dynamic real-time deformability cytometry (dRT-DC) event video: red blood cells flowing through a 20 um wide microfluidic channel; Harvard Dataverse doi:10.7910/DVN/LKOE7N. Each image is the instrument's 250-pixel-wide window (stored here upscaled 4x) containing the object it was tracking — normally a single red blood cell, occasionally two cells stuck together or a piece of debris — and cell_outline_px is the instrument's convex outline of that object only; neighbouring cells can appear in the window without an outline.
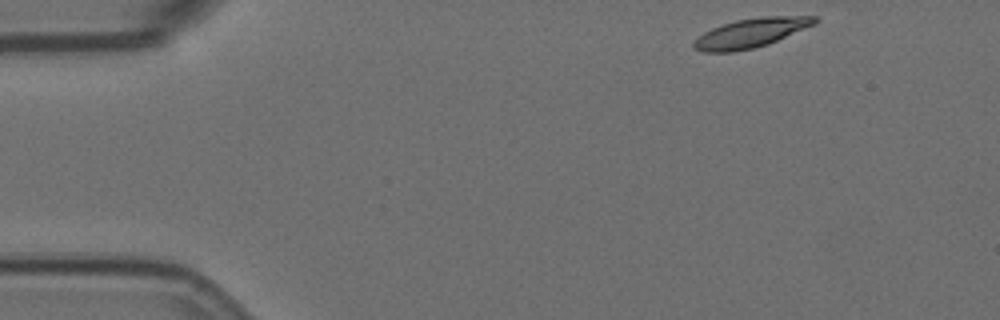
{"species": "Egyptian fruit bat (a non-hibernating species)", "species_latin": "Rousettus aegyptiacus", "temperature_condition": "room temperature", "stored_images_in_passage": 4, "camera_frame_rate_fps": 3000, "um_per_image_px": 0.085, "animal": {"sex": "female"}, "frame": {"image": 1, "passage_image": 1, "time_ms": 0.0, "image_size_px": [1000, 320], "cell_outline_px": [[820, 20], [816, 24], [768, 44], [752, 48], [732, 52], [704, 52], [692, 48], [692, 44], [704, 32], [712, 28], [736, 20], [764, 16], [816, 16]], "centroid_in_image_um": [63.85, 2.8], "position_along_channel_um": 21.1, "area_um2": 20.46}}
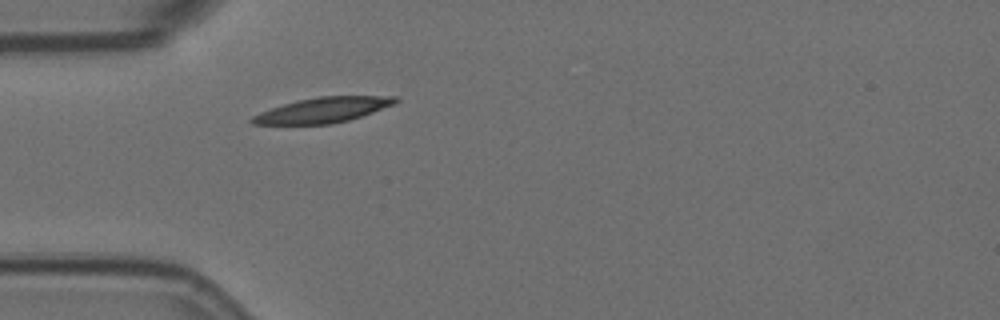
{"frame": {"image": 2, "passage_image": 4, "time_ms": 1.0, "image_size_px": [1000, 320], "cell_outline_px": [[400, 100], [396, 104], [348, 120], [332, 124], [252, 124], [248, 120], [252, 116], [260, 112], [296, 100], [320, 96], [400, 96]], "centroid_in_image_um": [27.48, 9.34], "position_along_channel_um": 57.5, "area_um2": 21.04}}